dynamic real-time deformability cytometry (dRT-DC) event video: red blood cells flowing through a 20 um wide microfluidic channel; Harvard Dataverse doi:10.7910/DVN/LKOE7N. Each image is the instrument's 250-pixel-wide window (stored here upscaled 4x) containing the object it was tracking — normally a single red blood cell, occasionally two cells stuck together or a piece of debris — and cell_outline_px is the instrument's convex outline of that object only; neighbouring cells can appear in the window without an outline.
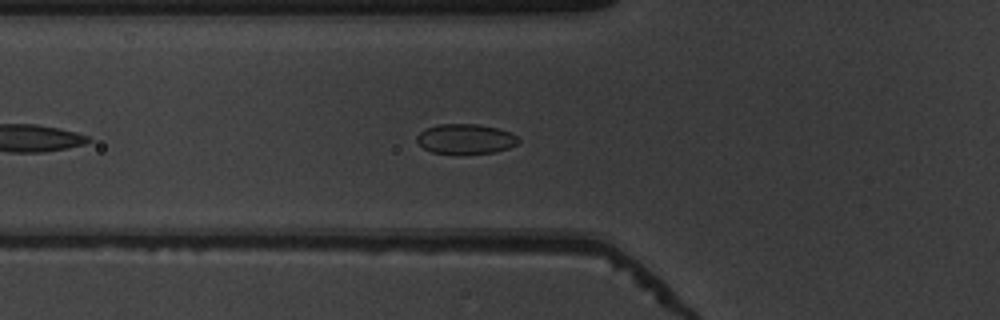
{"species": "common noctule bat (a hibernating species)", "species_latin": "Nyctalus noctula", "temperature_condition": "warm", "stored_images_in_passage": 18, "camera_frame_rate_fps": 3000, "um_per_image_px": 0.085, "animal": {"sex": "male", "body_mass_g": 19.5, "forearm_length_mm": 54.6}, "frame": {"image": 1, "passage_image": 8, "time_ms": 2.333, "image_size_px": [1000, 320], "cell_outline_px": [[520, 140], [516, 144], [508, 148], [496, 152], [456, 156], [432, 152], [424, 148], [416, 140], [416, 136], [424, 128], [436, 124], [480, 124], [500, 128], [516, 136]], "centroid_in_image_um": [39.54, 11.83], "position_along_channel_um": 86.3, "area_um2": 18.32}}
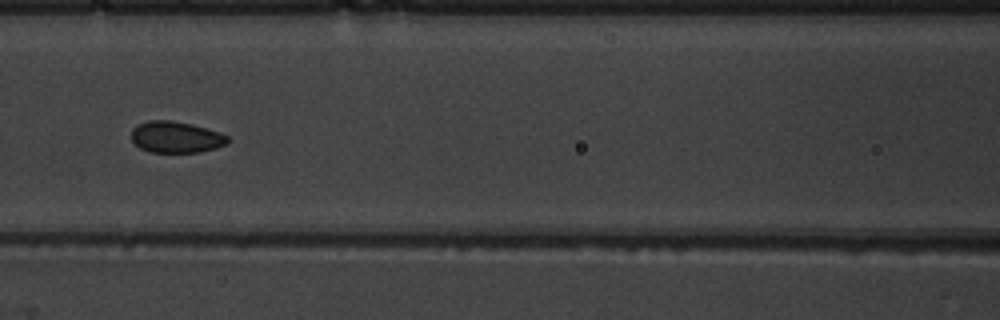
{"frame": {"image": 2, "passage_image": 13, "time_ms": 4.0, "image_size_px": [1000, 320], "cell_outline_px": [[232, 140], [228, 144], [216, 148], [200, 152], [152, 152], [140, 148], [132, 140], [132, 128], [136, 124], [148, 120], [172, 120], [192, 124], [220, 132], [228, 136]], "centroid_in_image_um": [14.99, 11.64], "position_along_channel_um": 151.6, "area_um2": 17.86}}
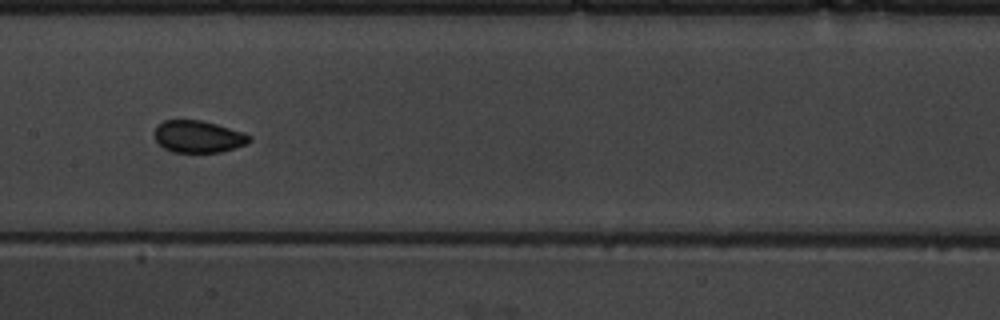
{"frame": {"image": 3, "passage_image": 16, "time_ms": 5.0, "image_size_px": [1000, 320], "cell_outline_px": [[252, 140], [244, 144], [220, 152], [172, 152], [164, 148], [156, 140], [156, 128], [164, 120], [200, 120], [216, 124], [244, 132], [252, 136]], "centroid_in_image_um": [16.88, 11.61], "position_along_channel_um": 190.5, "area_um2": 17.46}}